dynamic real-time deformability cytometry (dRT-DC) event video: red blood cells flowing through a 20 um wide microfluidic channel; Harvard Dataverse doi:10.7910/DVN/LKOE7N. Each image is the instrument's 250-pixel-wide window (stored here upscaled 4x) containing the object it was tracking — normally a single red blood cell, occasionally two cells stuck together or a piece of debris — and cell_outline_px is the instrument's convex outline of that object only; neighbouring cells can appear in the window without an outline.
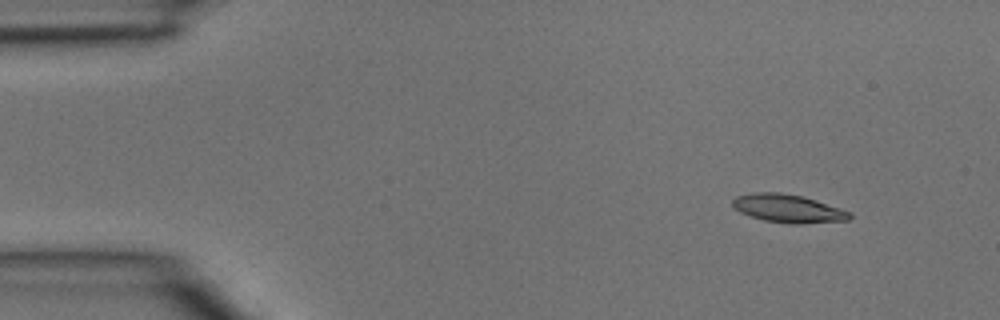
{"species": "common noctule bat (a hibernating species)", "species_latin": "Nyctalus noctula", "temperature_condition": "room temperature", "stored_images_in_passage": 3, "camera_frame_rate_fps": 3000, "um_per_image_px": 0.085, "animal": {"sex": "male", "body_mass_g": 15.6}, "frame": {"image": 1, "passage_image": 3, "time_ms": 0.667, "image_size_px": [1000, 320], "cell_outline_px": [[852, 216], [848, 220], [800, 224], [788, 224], [764, 220], [740, 212], [732, 204], [732, 200], [736, 196], [752, 192], [780, 192], [804, 196], [852, 212]], "centroid_in_image_um": [67.0, 17.71], "position_along_channel_um": 18.0, "area_um2": 19.31}}